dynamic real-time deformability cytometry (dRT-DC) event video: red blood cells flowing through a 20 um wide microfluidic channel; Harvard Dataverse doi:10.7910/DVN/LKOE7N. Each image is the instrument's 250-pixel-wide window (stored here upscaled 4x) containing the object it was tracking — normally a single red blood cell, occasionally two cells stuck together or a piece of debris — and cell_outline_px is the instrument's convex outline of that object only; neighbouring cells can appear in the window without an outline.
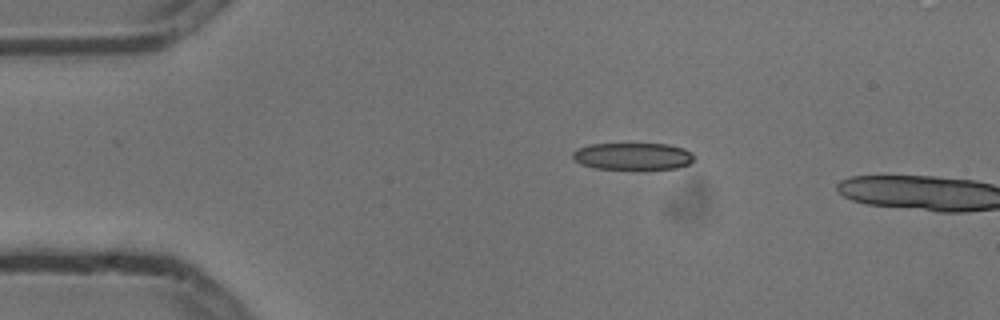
{"species": "common noctule bat (a hibernating species)", "species_latin": "Nyctalus noctula", "temperature_condition": "cold", "stored_images_in_passage": 2, "camera_frame_rate_fps": 3000, "um_per_image_px": 0.085, "animal": {"sex": "male", "body_mass_g": 13.3}, "frame": {"image": 1, "passage_image": 1, "time_ms": 0.0, "image_size_px": [1000, 320], "cell_outline_px": [[696, 160], [688, 164], [676, 168], [636, 172], [596, 168], [580, 164], [572, 156], [572, 152], [576, 148], [592, 144], [668, 144], [684, 148], [692, 152], [696, 156]], "centroid_in_image_um": [53.84, 13.33], "position_along_channel_um": 31.2, "area_um2": 20.17}}